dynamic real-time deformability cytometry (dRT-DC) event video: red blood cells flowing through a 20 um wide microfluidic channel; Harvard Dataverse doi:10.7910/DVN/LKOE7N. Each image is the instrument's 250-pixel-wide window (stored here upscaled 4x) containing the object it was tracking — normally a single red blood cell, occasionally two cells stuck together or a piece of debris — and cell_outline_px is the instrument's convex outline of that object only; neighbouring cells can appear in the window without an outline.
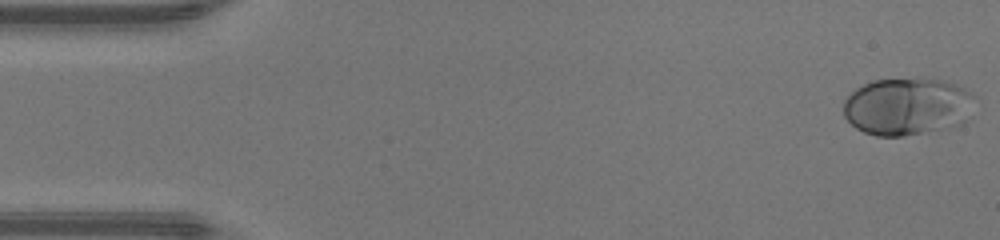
{"species": "human", "species_latin": "Homo sapiens", "temperature_condition": "warm", "stored_images_in_passage": 47, "camera_frame_rate_fps": 3000, "um_per_image_px": 0.085, "donor": {"sex": "male"}, "frame": {"image": 1, "passage_image": 1, "time_ms": 0.0, "image_size_px": [1000, 240], "cell_outline_px": [[972, 96], [964, 120], [960, 124], [904, 136], [876, 136], [864, 132], [856, 128], [844, 116], [844, 100], [856, 88], [872, 80], [940, 80], [964, 88]], "centroid_in_image_um": [77.0, 9.07], "position_along_channel_um": 8.0, "area_um2": 42.54}}
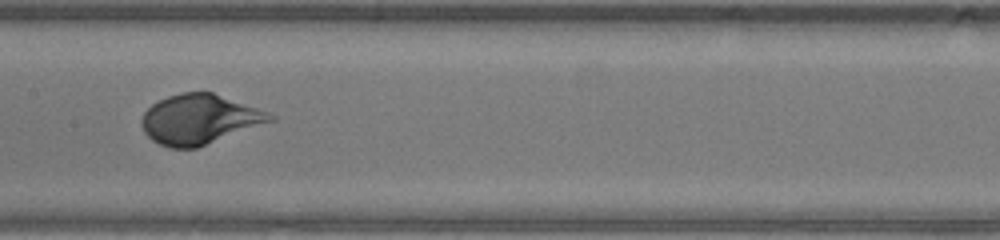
{"frame": {"image": 2, "passage_image": 23, "time_ms": 7.333, "image_size_px": [1000, 240], "cell_outline_px": [[276, 120], [196, 148], [168, 148], [152, 140], [144, 132], [140, 124], [140, 120], [144, 112], [152, 104], [168, 96], [180, 92], [212, 92], [268, 112], [276, 116]], "centroid_in_image_um": [16.93, 10.14], "position_along_channel_um": 190.5, "area_um2": 37.17}}
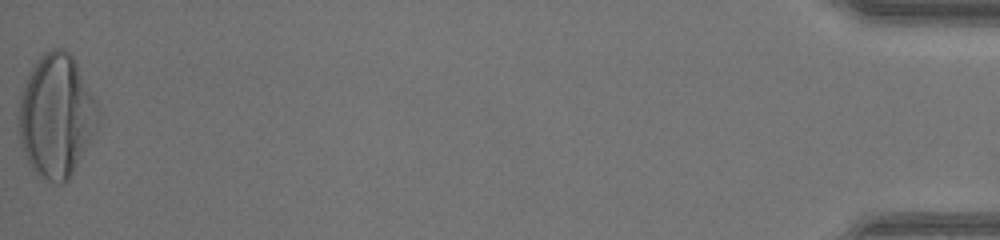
{"frame": {"image": 3, "passage_image": 47, "time_ms": 15.333, "image_size_px": [1000, 240], "cell_outline_px": [[100, 120], [68, 180], [64, 184], [56, 184], [40, 176], [28, 164], [20, 144], [16, 116], [20, 96], [28, 72], [40, 56], [44, 52], [52, 48], [64, 48], [72, 56], [100, 112]], "centroid_in_image_um": [4.72, 9.85], "position_along_channel_um": 430.5, "area_um2": 56.7}, "authors_computed_cell_mechanics": {"area_um2": 38.6682, "velocity_mm_per_s": 4.3689, "shape_relaxation_time_tau1_ms": 2.9778, "shape_relaxation_time_tau2_ms": null, "deformation_change_tau1": 0.2275, "deformation_change_tau2": null}}